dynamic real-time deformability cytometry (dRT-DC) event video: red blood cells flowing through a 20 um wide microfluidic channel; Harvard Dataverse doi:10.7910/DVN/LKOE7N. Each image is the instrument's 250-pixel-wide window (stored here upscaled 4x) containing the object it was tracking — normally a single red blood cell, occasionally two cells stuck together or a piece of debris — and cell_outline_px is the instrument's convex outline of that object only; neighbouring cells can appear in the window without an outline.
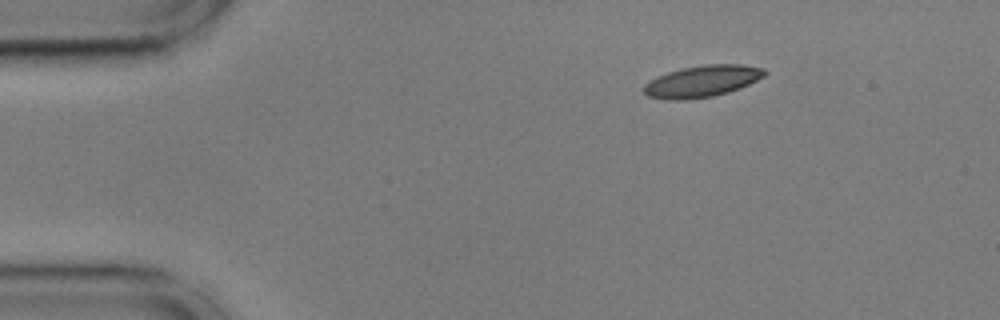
{"species": "common noctule bat (a hibernating species)", "species_latin": "Nyctalus noctula", "temperature_condition": "cold", "stored_images_in_passage": 48, "camera_frame_rate_fps": 3000, "um_per_image_px": 0.085, "animal": {"sex": "male", "body_mass_g": 17.9, "forearm_length_mm": 54.2}, "frame": {"image": 1, "passage_image": 1, "time_ms": 0.0, "image_size_px": [1000, 320], "cell_outline_px": [[768, 72], [764, 76], [740, 88], [728, 92], [712, 96], [680, 100], [668, 100], [648, 96], [644, 92], [644, 84], [656, 76], [668, 72], [684, 68], [704, 64], [744, 64], [764, 68]], "centroid_in_image_um": [59.69, 6.89], "position_along_channel_um": 25.3, "area_um2": 22.2}}
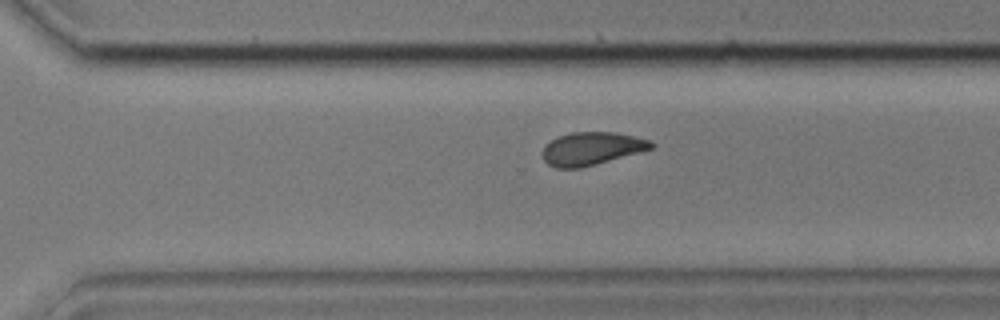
{"frame": {"image": 2, "passage_image": 31, "time_ms": 10.0, "image_size_px": [1000, 320], "cell_outline_px": [[656, 144], [652, 148], [580, 168], [556, 168], [548, 164], [544, 160], [544, 144], [560, 136], [572, 132], [616, 132], [648, 140]], "centroid_in_image_um": [50.26, 12.62], "position_along_channel_um": 320.3, "area_um2": 20.4}}
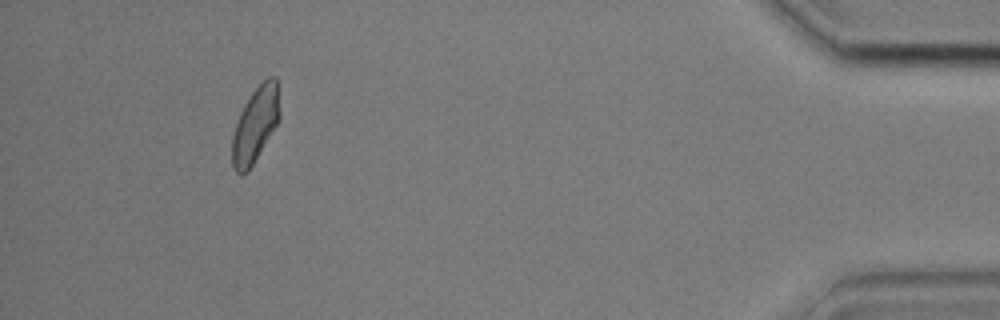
{"frame": {"image": 3, "passage_image": 44, "time_ms": 14.333, "image_size_px": [1000, 320], "cell_outline_px": [[280, 120], [248, 172], [240, 176], [232, 168], [232, 136], [240, 112], [244, 104], [252, 92], [268, 76], [276, 76], [280, 112]], "centroid_in_image_um": [21.7, 10.63], "position_along_channel_um": 413.5, "area_um2": 20.98}, "authors_computed_cell_mechanics": {"area_um2": 21.4149, "velocity_mm_per_s": 3.5996, "shape_relaxation_time_tau1_ms": null, "shape_relaxation_time_tau2_ms": 3.7341, "deformation_change_tau1": null, "deformation_change_tau2": 0.0986}}